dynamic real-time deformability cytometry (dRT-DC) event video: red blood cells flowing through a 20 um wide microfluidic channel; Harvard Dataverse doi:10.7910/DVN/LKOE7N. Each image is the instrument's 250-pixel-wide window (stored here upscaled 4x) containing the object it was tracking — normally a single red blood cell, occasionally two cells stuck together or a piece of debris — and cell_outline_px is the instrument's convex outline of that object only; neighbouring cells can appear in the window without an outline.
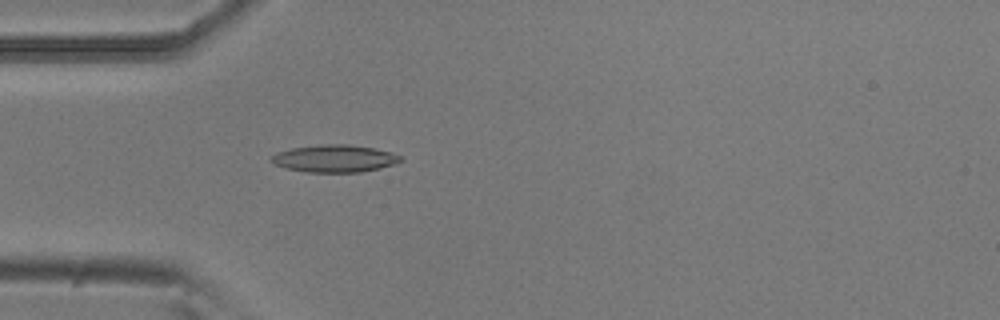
{"species": "common noctule bat (a hibernating species)", "species_latin": "Nyctalus noctula", "temperature_condition": "room temperature", "stored_images_in_passage": 5, "camera_frame_rate_fps": 3000, "um_per_image_px": 0.085, "animal": {"sex": "male", "body_mass_g": 20.5, "forearm_length_mm": 52.5}, "frame": {"image": 1, "passage_image": 5, "time_ms": 1.333, "image_size_px": [1000, 320], "cell_outline_px": [[404, 160], [380, 168], [360, 172], [308, 172], [284, 168], [268, 160], [276, 152], [292, 148], [320, 144], [348, 144], [376, 148], [404, 156]], "centroid_in_image_um": [28.45, 13.46], "position_along_channel_um": 56.6, "area_um2": 20.75}}